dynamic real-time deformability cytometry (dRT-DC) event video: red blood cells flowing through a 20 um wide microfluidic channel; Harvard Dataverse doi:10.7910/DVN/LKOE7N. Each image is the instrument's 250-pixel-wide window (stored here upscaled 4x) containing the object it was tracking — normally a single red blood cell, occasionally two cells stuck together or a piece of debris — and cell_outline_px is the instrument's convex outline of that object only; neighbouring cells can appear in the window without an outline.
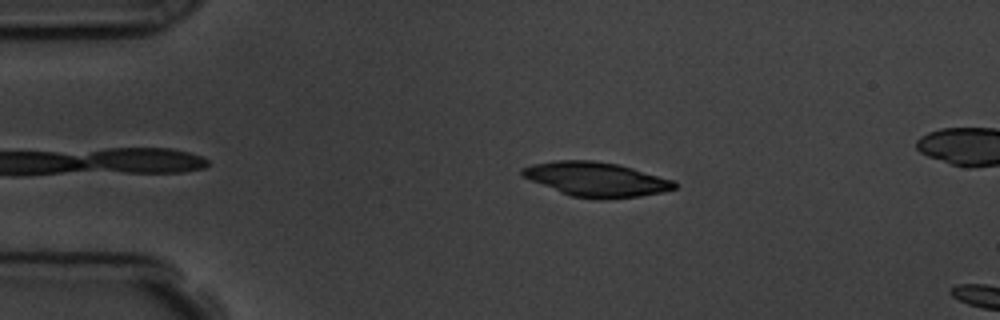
{"species": "common noctule bat (a hibernating species)", "species_latin": "Nyctalus noctula", "temperature_condition": "room temperature", "stored_images_in_passage": 2, "camera_frame_rate_fps": 3000, "um_per_image_px": 0.085, "animal": {"sex": "male", "body_mass_g": 19.5, "forearm_length_mm": 54.6}, "frame": {"image": 1, "passage_image": 1, "time_ms": 0.0, "image_size_px": [1000, 320], "cell_outline_px": [[676, 188], [660, 192], [640, 196], [604, 200], [600, 200], [572, 196], [560, 192], [520, 176], [520, 168], [532, 164], [556, 160], [592, 160], [616, 164], [632, 168], [672, 180], [676, 184]], "centroid_in_image_um": [50.61, 15.24], "position_along_channel_um": 34.4, "area_um2": 30.4}}